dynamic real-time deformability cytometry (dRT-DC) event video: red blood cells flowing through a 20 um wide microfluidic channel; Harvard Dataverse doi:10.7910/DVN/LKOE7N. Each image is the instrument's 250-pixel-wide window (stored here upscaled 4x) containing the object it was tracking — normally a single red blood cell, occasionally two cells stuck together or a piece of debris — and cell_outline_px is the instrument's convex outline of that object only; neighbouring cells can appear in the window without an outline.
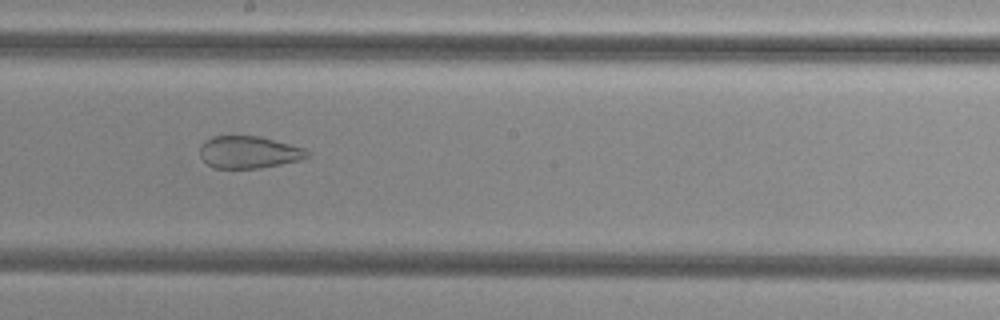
{"species": "common noctule bat (a hibernating species)", "species_latin": "Nyctalus noctula", "temperature_condition": "cold", "stored_images_in_passage": 51, "camera_frame_rate_fps": 3000, "um_per_image_px": 0.085, "animal": {"sex": "female", "body_mass_g": 29.2, "forearm_length_mm": 56.3}, "frame": {"image": 1, "passage_image": 28, "time_ms": 9.0, "image_size_px": [1000, 320], "cell_outline_px": [[312, 152], [308, 156], [300, 160], [260, 168], [216, 168], [208, 164], [200, 156], [200, 148], [204, 140], [212, 136], [260, 136], [304, 148]], "centroid_in_image_um": [21.15, 12.93], "position_along_channel_um": 227.0, "area_um2": 20.11}}
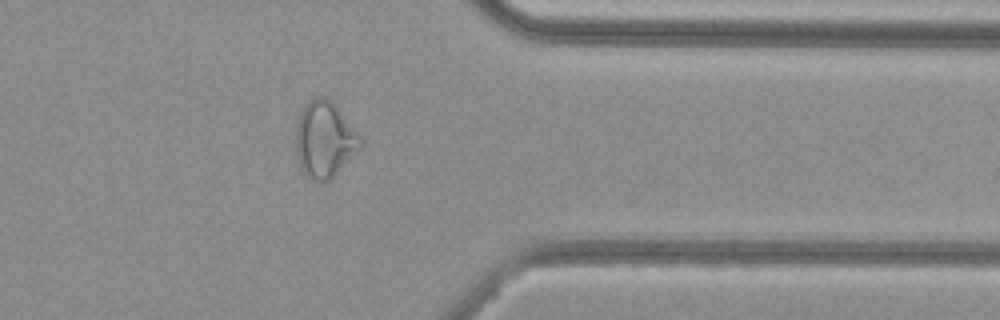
{"frame": {"image": 2, "passage_image": 41, "time_ms": 13.333, "image_size_px": [1000, 320], "cell_outline_px": [[364, 144], [332, 180], [308, 180], [304, 176], [300, 168], [296, 152], [296, 124], [300, 112], [308, 100], [316, 96], [324, 96], [332, 100], [364, 140]], "centroid_in_image_um": [27.59, 11.87], "position_along_channel_um": 383.8, "area_um2": 29.25}}
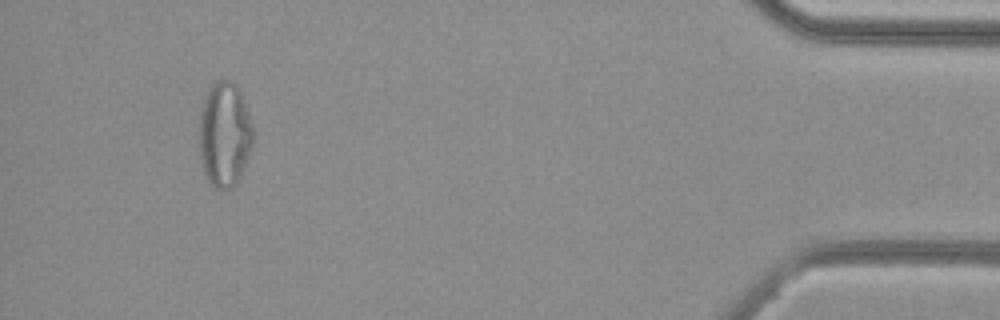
{"frame": {"image": 3, "passage_image": 48, "time_ms": 15.667, "image_size_px": [1000, 320], "cell_outline_px": [[252, 144], [248, 156], [240, 176], [236, 184], [232, 188], [216, 188], [208, 184], [204, 176], [200, 164], [200, 112], [204, 96], [208, 88], [216, 80], [232, 80], [240, 88], [252, 124]], "centroid_in_image_um": [19.06, 11.41], "position_along_channel_um": 416.1, "area_um2": 33.29}}